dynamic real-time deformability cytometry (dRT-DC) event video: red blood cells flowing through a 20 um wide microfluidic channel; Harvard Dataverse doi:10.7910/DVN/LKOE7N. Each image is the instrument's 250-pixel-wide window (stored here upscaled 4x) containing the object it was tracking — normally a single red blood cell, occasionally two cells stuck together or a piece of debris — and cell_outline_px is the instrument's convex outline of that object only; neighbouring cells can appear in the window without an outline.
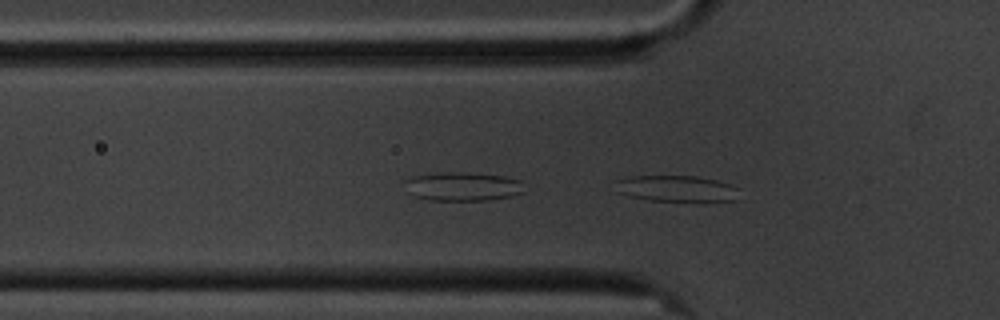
{"species": "common noctule bat (a hibernating species)", "species_latin": "Nyctalus noctula", "temperature_condition": "cold", "stored_images_in_passage": 37, "camera_frame_rate_fps": 3000, "um_per_image_px": 0.085, "animal": {"sex": "male", "body_mass_g": 20.1, "forearm_length_mm": 53.5}, "frame": {"image": 1, "passage_image": 5, "time_ms": 1.333, "image_size_px": [1000, 320], "cell_outline_px": [[736, 200], [704, 204], [700, 204], [648, 200], [628, 196], [616, 192], [616, 180], [632, 176], [696, 176], [716, 180], [732, 184], [736, 188]], "centroid_in_image_um": [57.54, 16.08], "position_along_channel_um": 68.3, "area_um2": 19.83}}
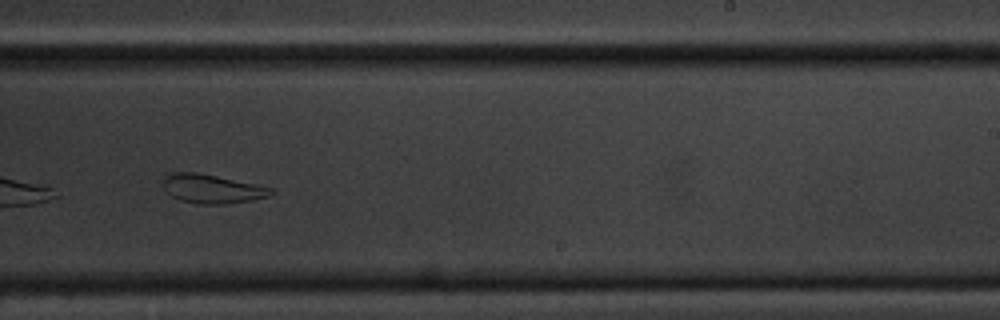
{"frame": {"image": 2, "passage_image": 23, "time_ms": 7.333, "image_size_px": [1000, 320], "cell_outline_px": [[276, 192], [268, 196], [252, 200], [228, 204], [196, 204], [180, 200], [172, 196], [164, 188], [160, 180], [164, 176], [172, 172], [196, 172], [216, 176], [272, 188]], "centroid_in_image_um": [17.97, 16.05], "position_along_channel_um": 271.0, "area_um2": 18.21}}
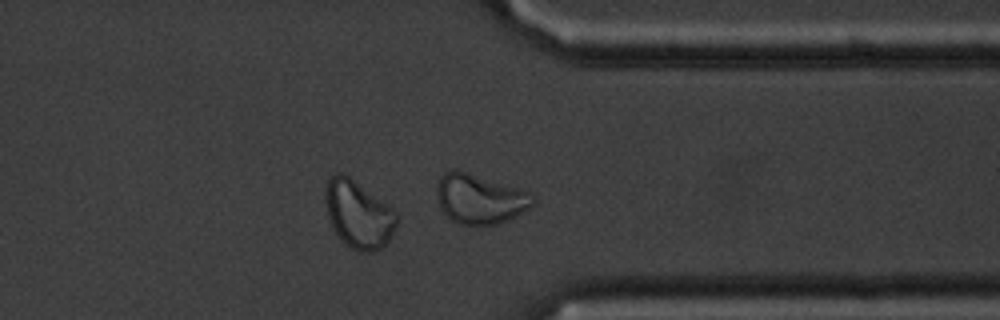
{"frame": {"image": 3, "passage_image": 32, "time_ms": 10.333, "image_size_px": [1000, 320], "cell_outline_px": [[396, 224], [388, 240], [380, 248], [372, 252], [360, 252], [352, 248], [336, 232], [328, 216], [324, 200], [324, 188], [328, 180], [336, 172], [344, 172], [388, 204], [396, 212]], "centroid_in_image_um": [30.44, 18.16], "position_along_channel_um": 381.0, "area_um2": 27.74}, "authors_computed_cell_mechanics": {"area_um2": 19.3052, "velocity_mm_per_s": 3.38, "shape_relaxation_time_tau1_ms": null, "shape_relaxation_time_tau2_ms": 5.1043, "deformation_change_tau1": null, "deformation_change_tau2": 0.1405}}